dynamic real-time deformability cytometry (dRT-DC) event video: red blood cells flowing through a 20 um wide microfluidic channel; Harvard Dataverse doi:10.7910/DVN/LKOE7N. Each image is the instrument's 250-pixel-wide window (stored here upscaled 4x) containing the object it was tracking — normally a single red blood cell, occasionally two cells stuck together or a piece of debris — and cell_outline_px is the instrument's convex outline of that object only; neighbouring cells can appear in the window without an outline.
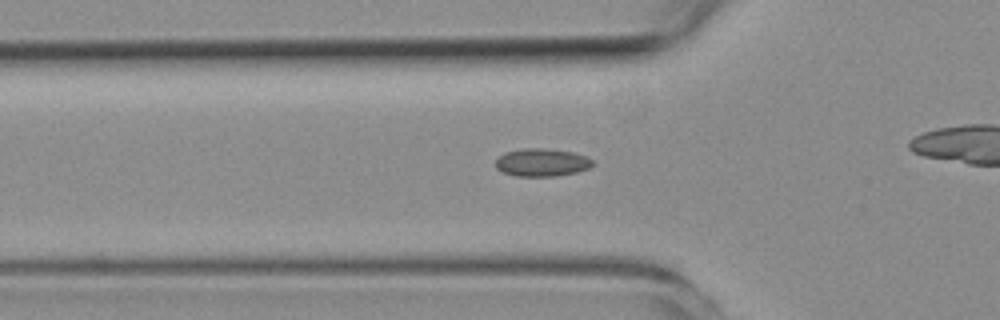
{"species": "common noctule bat (a hibernating species)", "species_latin": "Nyctalus noctula", "temperature_condition": "room temperature", "stored_images_in_passage": 42, "camera_frame_rate_fps": 3000, "um_per_image_px": 0.085, "animal": {"sex": "female", "body_mass_g": 19.3, "forearm_length_mm": 54.1}, "frame": {"image": 1, "passage_image": 17, "time_ms": 5.333, "image_size_px": [1000, 320], "cell_outline_px": [[592, 164], [588, 168], [576, 172], [556, 176], [516, 176], [504, 172], [496, 168], [496, 160], [504, 152], [520, 148], [544, 148], [572, 152], [584, 156], [592, 160]], "centroid_in_image_um": [46.01, 13.8], "position_along_channel_um": 79.8, "area_um2": 15.61}}
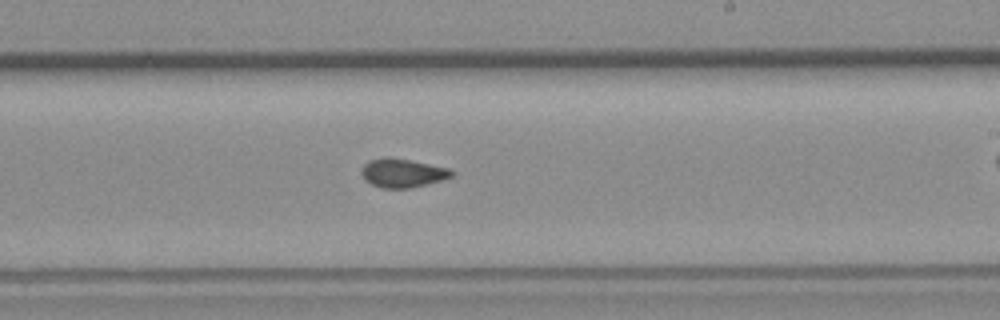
{"frame": {"image": 2, "passage_image": 31, "time_ms": 10.0, "image_size_px": [1000, 320], "cell_outline_px": [[456, 172], [452, 176], [428, 184], [408, 188], [384, 188], [372, 184], [364, 180], [360, 172], [364, 164], [368, 160], [384, 156], [388, 156], [448, 168]], "centroid_in_image_um": [34.17, 14.69], "position_along_channel_um": 254.8, "area_um2": 15.09}}
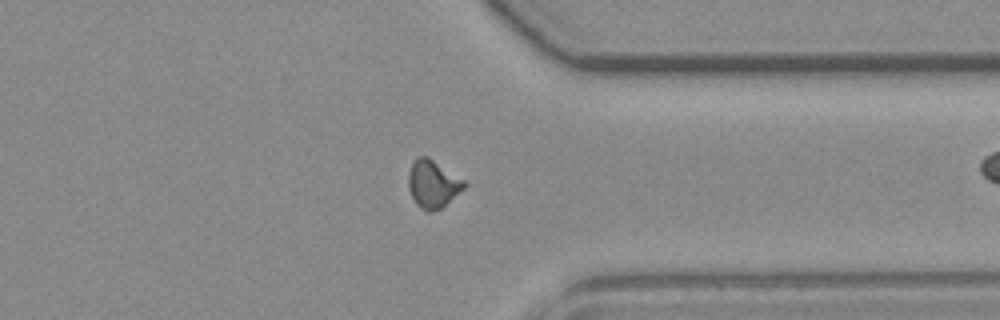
{"frame": {"image": 3, "passage_image": 41, "time_ms": 13.333, "image_size_px": [1000, 320], "cell_outline_px": [[468, 184], [464, 188], [440, 208], [432, 212], [428, 212], [420, 208], [416, 204], [408, 188], [408, 172], [412, 164], [420, 156], [428, 156], [464, 180]], "centroid_in_image_um": [36.78, 15.64], "position_along_channel_um": 374.6, "area_um2": 15.32}}